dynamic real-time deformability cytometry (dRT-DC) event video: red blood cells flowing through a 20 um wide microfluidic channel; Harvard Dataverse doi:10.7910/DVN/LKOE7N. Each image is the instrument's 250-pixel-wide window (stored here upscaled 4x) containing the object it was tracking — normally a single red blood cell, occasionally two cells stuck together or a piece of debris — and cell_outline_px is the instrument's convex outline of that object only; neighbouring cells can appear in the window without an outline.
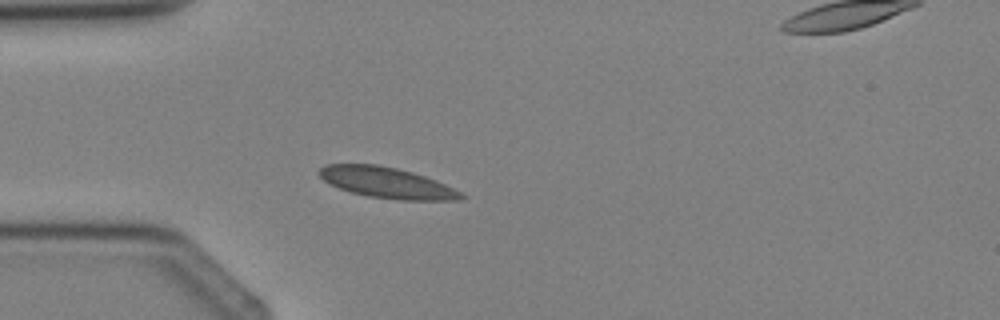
{"species": "Egyptian fruit bat (a non-hibernating species)", "species_latin": "Rousettus aegyptiacus", "temperature_condition": "cold", "stored_images_in_passage": 2, "segment_of_instrument_passage": [1, 2], "camera_frame_rate_fps": 3000, "um_per_image_px": 0.085, "animal": {"sex": "female"}, "frame": {"image": 1, "passage_image": 1, "time_ms": 0.0, "image_size_px": [1000, 320], "cell_outline_px": [[468, 196], [460, 200], [400, 200], [368, 196], [352, 192], [328, 184], [316, 172], [324, 164], [376, 164], [396, 168], [412, 172], [436, 180]], "centroid_in_image_um": [32.86, 15.53], "position_along_channel_um": 52.1, "area_um2": 25.43}}